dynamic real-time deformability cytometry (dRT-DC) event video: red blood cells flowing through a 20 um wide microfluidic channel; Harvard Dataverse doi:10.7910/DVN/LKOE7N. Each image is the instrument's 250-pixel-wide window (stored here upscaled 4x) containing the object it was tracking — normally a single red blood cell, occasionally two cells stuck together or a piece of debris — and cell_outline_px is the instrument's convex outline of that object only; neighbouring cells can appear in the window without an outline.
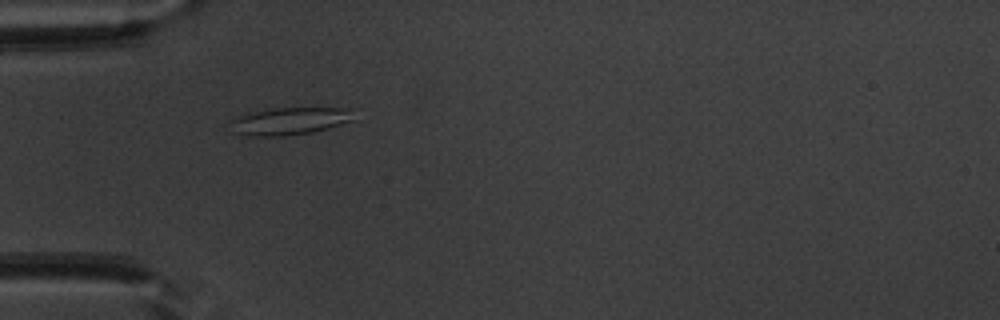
{"species": "common noctule bat (a hibernating species)", "species_latin": "Nyctalus noctula", "temperature_condition": "warm", "stored_images_in_passage": 12, "camera_frame_rate_fps": 3000, "um_per_image_px": 0.085, "animal": {"sex": "male", "body_mass_g": 20.1, "forearm_length_mm": 53.5}, "frame": {"image": 1, "passage_image": 9, "time_ms": 2.667, "image_size_px": [1000, 320], "cell_outline_px": [[356, 108], [352, 120], [328, 128], [312, 132], [284, 136], [240, 136], [232, 132], [232, 120], [248, 112], [272, 108]], "centroid_in_image_um": [24.62, 10.29], "position_along_channel_um": 60.4, "area_um2": 19.88}}